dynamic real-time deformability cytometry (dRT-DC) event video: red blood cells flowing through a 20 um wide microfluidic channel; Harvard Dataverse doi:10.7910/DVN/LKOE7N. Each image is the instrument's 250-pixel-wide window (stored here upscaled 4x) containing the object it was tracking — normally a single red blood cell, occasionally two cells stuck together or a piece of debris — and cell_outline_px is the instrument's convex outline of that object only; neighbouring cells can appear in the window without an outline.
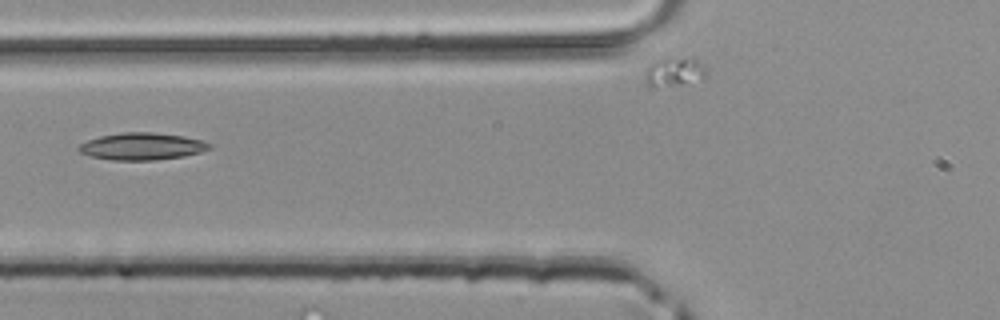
{"species": "common noctule bat (a hibernating species)", "species_latin": "Nyctalus noctula", "temperature_condition": "room temperature", "stored_images_in_passage": 6, "camera_frame_rate_fps": 3000, "um_per_image_px": 0.085, "animal": {"sex": "male", "body_mass_g": 20.4}, "frame": {"image": 1, "passage_image": 2, "time_ms": 0.333, "image_size_px": [1000, 320], "cell_outline_px": [[212, 148], [200, 152], [184, 156], [152, 160], [112, 160], [92, 156], [80, 152], [76, 148], [80, 144], [88, 140], [100, 136], [120, 132], [152, 132], [184, 136], [204, 140], [212, 144]], "centroid_in_image_um": [12.1, 12.43], "position_along_channel_um": 113.7, "area_um2": 20.69}}